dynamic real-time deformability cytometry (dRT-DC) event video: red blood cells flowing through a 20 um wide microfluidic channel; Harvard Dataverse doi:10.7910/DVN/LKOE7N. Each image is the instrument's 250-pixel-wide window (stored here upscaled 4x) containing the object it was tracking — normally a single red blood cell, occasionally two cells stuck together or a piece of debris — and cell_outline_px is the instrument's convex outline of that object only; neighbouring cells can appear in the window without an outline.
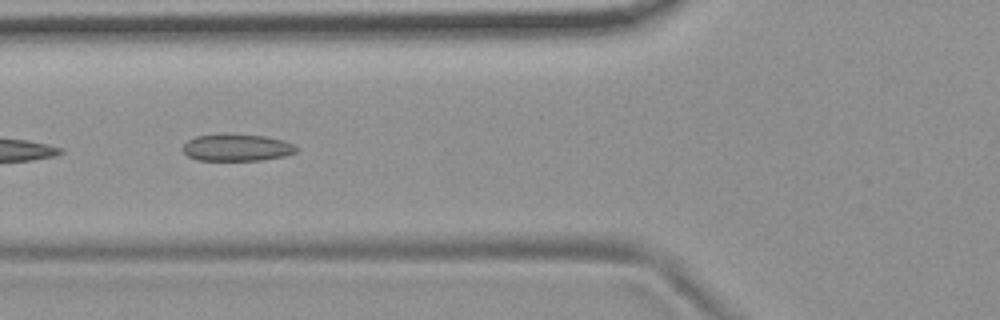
{"species": "common noctule bat (a hibernating species)", "species_latin": "Nyctalus noctula", "temperature_condition": "room temperature", "stored_images_in_passage": 7, "camera_frame_rate_fps": 3000, "um_per_image_px": 0.085, "animal": {"sex": "female", "body_mass_g": 19.9}, "frame": {"image": 1, "passage_image": 7, "time_ms": 6.667, "image_size_px": [1000, 320], "cell_outline_px": [[296, 152], [284, 156], [260, 160], [196, 160], [188, 156], [180, 148], [188, 140], [196, 136], [220, 132], [232, 132], [264, 136], [284, 140], [292, 144], [296, 148]], "centroid_in_image_um": [20.07, 12.51], "position_along_channel_um": 105.7, "area_um2": 18.32}}